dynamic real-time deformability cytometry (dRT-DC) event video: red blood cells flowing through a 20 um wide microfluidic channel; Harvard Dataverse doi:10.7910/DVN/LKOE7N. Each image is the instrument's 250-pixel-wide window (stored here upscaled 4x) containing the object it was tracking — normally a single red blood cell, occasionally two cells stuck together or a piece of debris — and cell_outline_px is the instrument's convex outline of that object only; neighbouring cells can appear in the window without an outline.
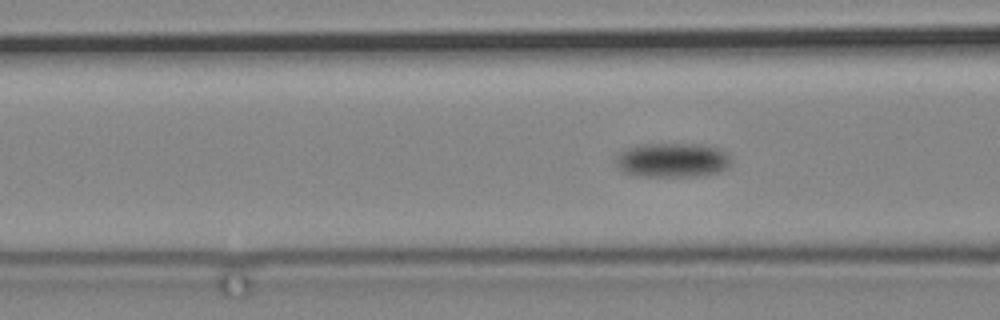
{"species": "common noctule bat (a hibernating species)", "species_latin": "Nyctalus noctula", "temperature_condition": "cold", "stored_images_in_passage": 61, "camera_frame_rate_fps": 3000, "um_per_image_px": 0.085, "animal": {"sex": "male", "body_mass_g": 19.2, "forearm_length_mm": 51.8}, "frame": {"image": 1, "passage_image": 14, "time_ms": 4.333, "image_size_px": [1000, 320], "cell_outline_px": [[732, 164], [720, 172], [696, 176], [640, 176], [620, 172], [612, 160], [624, 148], [640, 144], [700, 144], [716, 148], [724, 152], [732, 160]], "centroid_in_image_um": [57.07, 13.61], "position_along_channel_um": 109.5, "area_um2": 23.47}}
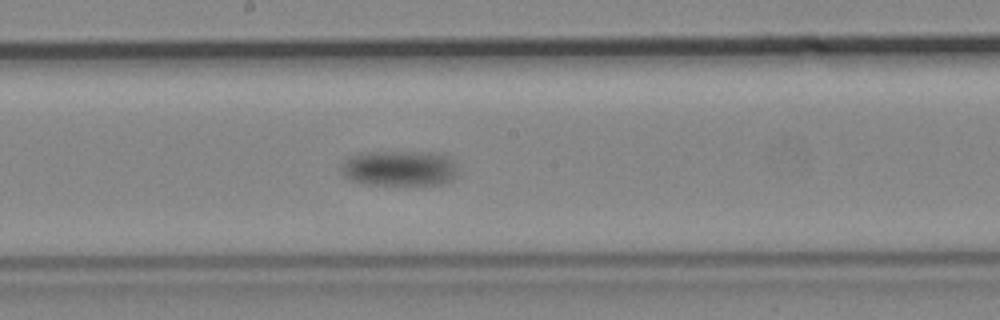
{"frame": {"image": 2, "passage_image": 26, "time_ms": 8.333, "image_size_px": [1000, 320], "cell_outline_px": [[456, 176], [452, 180], [440, 184], [364, 184], [352, 180], [344, 176], [340, 168], [340, 164], [348, 156], [356, 152], [440, 152], [448, 156], [452, 160], [456, 168]], "centroid_in_image_um": [33.91, 14.28], "position_along_channel_um": 214.3, "area_um2": 24.39}}
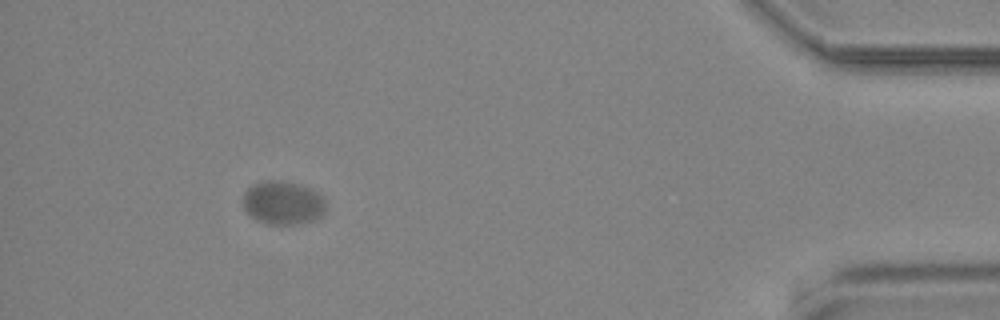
{"frame": {"image": 3, "passage_image": 55, "time_ms": 18.0, "image_size_px": [1000, 320], "cell_outline_px": [[324, 212], [320, 216], [308, 220], [292, 224], [268, 224], [256, 220], [244, 208], [244, 192], [252, 184], [264, 180], [284, 180], [300, 184], [312, 188], [324, 200]], "centroid_in_image_um": [24.01, 17.2], "position_along_channel_um": 411.2, "area_um2": 20.75}}